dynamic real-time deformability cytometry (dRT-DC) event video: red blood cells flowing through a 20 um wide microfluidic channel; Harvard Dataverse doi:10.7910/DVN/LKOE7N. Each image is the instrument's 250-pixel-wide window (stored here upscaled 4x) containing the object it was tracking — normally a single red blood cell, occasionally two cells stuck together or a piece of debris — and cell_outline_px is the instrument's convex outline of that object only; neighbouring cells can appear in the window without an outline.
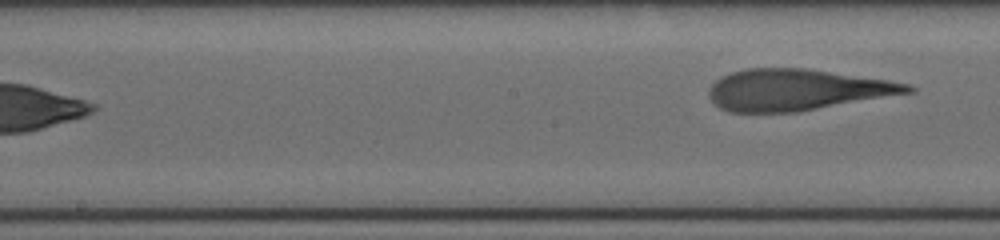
{"species": "human", "species_latin": "Homo sapiens", "temperature_condition": "cold", "stored_images_in_passage": 20, "segment_of_instrument_passage": [2, 2], "camera_frame_rate_fps": 3000, "um_per_image_px": 0.085, "donor": {"sex": "female"}, "frame": {"image": 1, "passage_image": 20, "time_ms": 6.667, "image_size_px": [1000, 240], "cell_outline_px": [[916, 92], [796, 112], [732, 112], [720, 108], [708, 96], [708, 88], [720, 76], [732, 72], [748, 68], [804, 68], [888, 80], [912, 84], [916, 88]], "centroid_in_image_um": [67.75, 7.63], "position_along_channel_um": 180.4, "area_um2": 47.86}}